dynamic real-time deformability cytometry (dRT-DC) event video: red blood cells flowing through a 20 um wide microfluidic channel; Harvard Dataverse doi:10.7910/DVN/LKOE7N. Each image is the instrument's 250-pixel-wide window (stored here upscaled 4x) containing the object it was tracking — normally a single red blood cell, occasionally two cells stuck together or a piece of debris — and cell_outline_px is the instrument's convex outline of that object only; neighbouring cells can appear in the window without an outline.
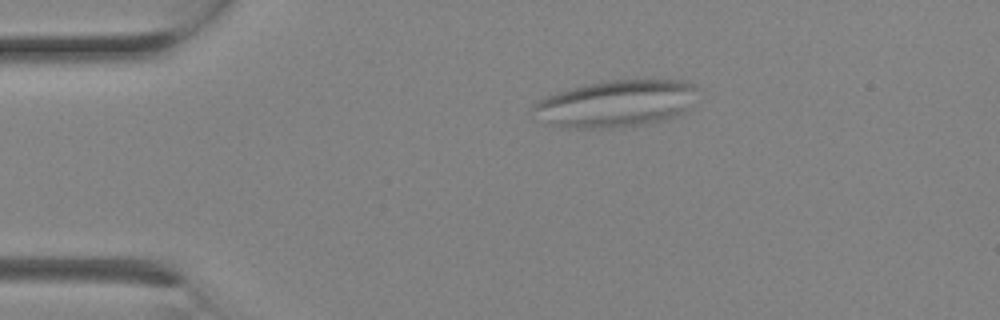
{"species": "Egyptian fruit bat (a non-hibernating species)", "species_latin": "Rousettus aegyptiacus", "temperature_condition": "room temperature", "stored_images_in_passage": 3, "camera_frame_rate_fps": 3000, "um_per_image_px": 0.085, "animal": {"sex": "female"}, "frame": {"image": 1, "passage_image": 2, "time_ms": 0.333, "image_size_px": [1000, 320], "cell_outline_px": [[696, 88], [688, 108], [684, 112], [676, 116], [644, 124], [612, 128], [564, 128], [552, 124], [532, 108], [532, 104], [536, 100], [572, 88], [588, 84], [608, 80], [684, 80], [696, 84]], "centroid_in_image_um": [52.4, 8.8], "position_along_channel_um": 32.6, "area_um2": 44.16}}
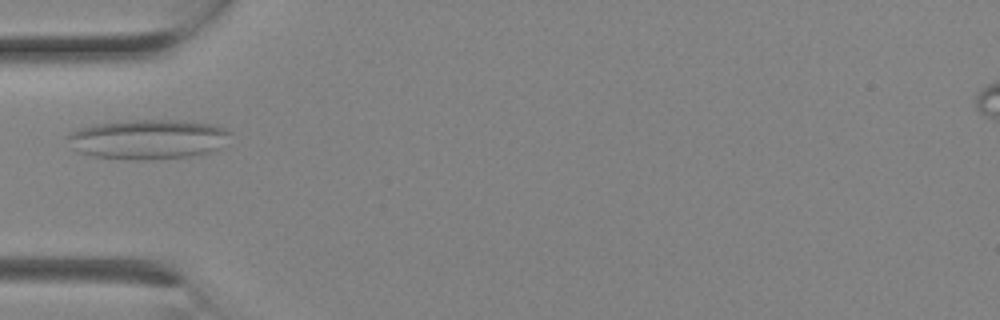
{"frame": {"image": 2, "passage_image": 3, "time_ms": 0.667, "image_size_px": [1000, 320], "cell_outline_px": [[232, 132], [220, 148], [204, 156], [144, 160], [136, 160], [92, 156], [76, 152], [72, 148], [68, 136], [68, 132], [80, 128], [96, 124], [132, 120], [172, 120], [212, 124], [224, 128]], "centroid_in_image_um": [12.61, 11.86], "position_along_channel_um": 72.4, "area_um2": 37.97}}